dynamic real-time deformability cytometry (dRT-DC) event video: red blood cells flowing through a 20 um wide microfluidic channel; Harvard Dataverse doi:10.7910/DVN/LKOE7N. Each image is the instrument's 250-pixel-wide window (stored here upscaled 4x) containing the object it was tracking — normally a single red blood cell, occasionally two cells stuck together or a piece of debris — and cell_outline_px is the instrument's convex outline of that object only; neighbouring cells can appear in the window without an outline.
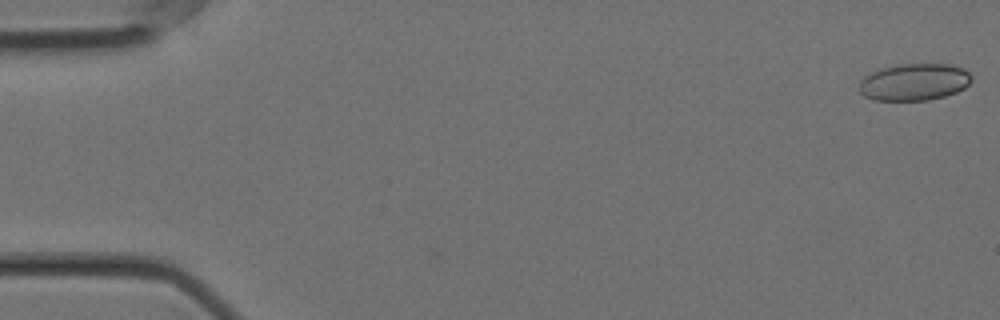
{"species": "Egyptian fruit bat (a non-hibernating species)", "species_latin": "Rousettus aegyptiacus", "temperature_condition": "cold", "stored_images_in_passage": 57, "camera_frame_rate_fps": 3000, "um_per_image_px": 0.085, "animal": {"sex": "female"}, "frame": {"image": 1, "passage_image": 1, "time_ms": 0.0, "image_size_px": [1000, 320], "cell_outline_px": [[972, 80], [964, 88], [956, 92], [944, 96], [928, 100], [876, 100], [864, 96], [860, 92], [860, 80], [864, 76], [880, 68], [896, 64], [952, 64], [964, 68], [972, 76]], "centroid_in_image_um": [77.72, 6.96], "position_along_channel_um": 7.3, "area_um2": 24.33}}
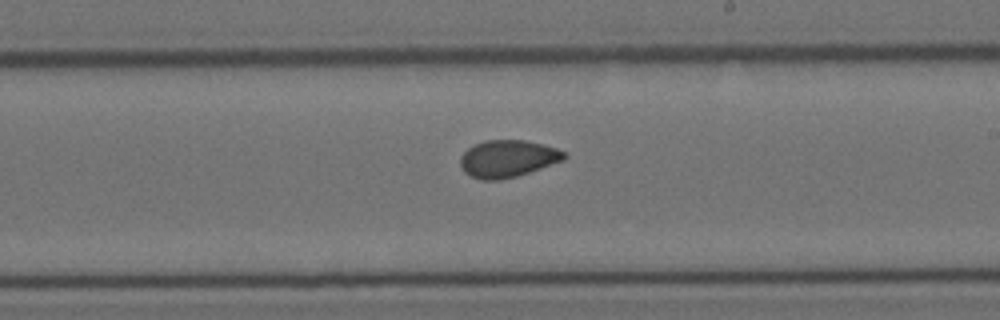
{"frame": {"image": 2, "passage_image": 33, "time_ms": 10.667, "image_size_px": [1000, 320], "cell_outline_px": [[568, 156], [564, 160], [516, 176], [500, 180], [480, 180], [464, 172], [460, 164], [460, 156], [468, 148], [484, 140], [524, 140], [544, 144], [556, 148], [564, 152]], "centroid_in_image_um": [43.14, 13.48], "position_along_channel_um": 245.9, "area_um2": 22.43}}
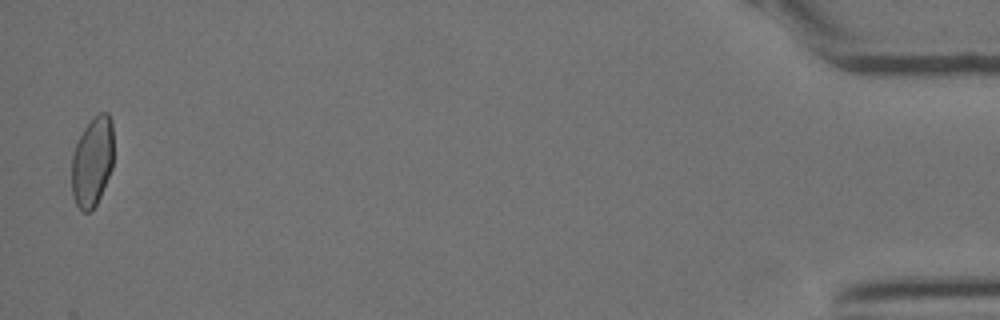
{"frame": {"image": 3, "passage_image": 56, "time_ms": 18.333, "image_size_px": [1000, 320], "cell_outline_px": [[112, 168], [100, 196], [96, 204], [88, 212], [80, 212], [72, 196], [72, 152], [84, 128], [92, 116], [100, 112], [108, 112], [112, 120]], "centroid_in_image_um": [7.83, 13.72], "position_along_channel_um": 427.4, "area_um2": 22.02}, "authors_computed_cell_mechanics": {"area_um2": 22.4264, "velocity_mm_per_s": 3.5571, "shape_relaxation_time_tau1_ms": 8.6709, "shape_relaxation_time_tau2_ms": 1.7936, "deformation_change_tau1": 0.136, "deformation_change_tau2": 0.0354}}